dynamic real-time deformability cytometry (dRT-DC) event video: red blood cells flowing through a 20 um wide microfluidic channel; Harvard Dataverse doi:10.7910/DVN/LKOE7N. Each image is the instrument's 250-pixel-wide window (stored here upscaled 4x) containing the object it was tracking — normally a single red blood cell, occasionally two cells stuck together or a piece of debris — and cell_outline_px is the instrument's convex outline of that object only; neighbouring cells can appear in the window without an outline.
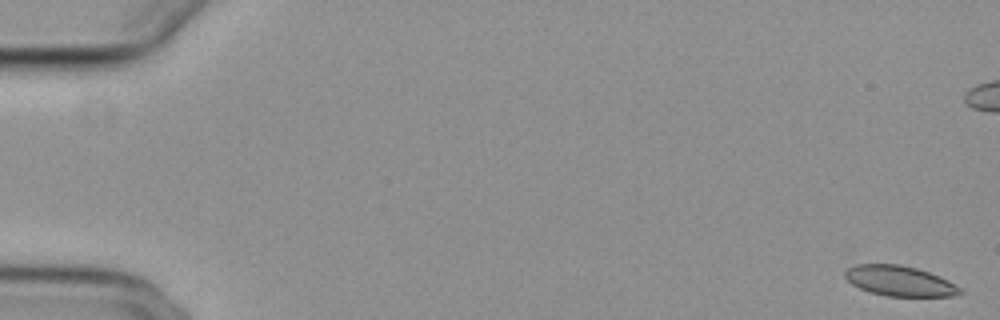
{"species": "common noctule bat (a hibernating species)", "species_latin": "Nyctalus noctula", "temperature_condition": "cold", "stored_images_in_passage": 57, "camera_frame_rate_fps": 3000, "um_per_image_px": 0.085, "animal": {"sex": "female", "body_mass_g": 29.2, "forearm_length_mm": 56.3}, "frame": {"image": 1, "passage_image": 1, "time_ms": 0.0, "image_size_px": [1000, 320], "cell_outline_px": [[964, 292], [952, 296], [888, 296], [868, 292], [852, 284], [844, 276], [844, 272], [848, 268], [856, 264], [900, 264], [916, 268], [940, 276], [948, 280], [960, 288]], "centroid_in_image_um": [76.45, 23.88], "position_along_channel_um": 8.5, "area_um2": 20.23}}
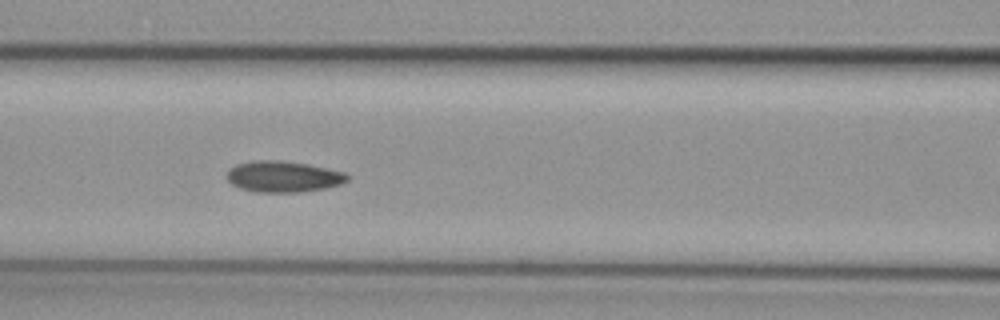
{"frame": {"image": 2, "passage_image": 25, "time_ms": 8.0, "image_size_px": [1000, 320], "cell_outline_px": [[348, 180], [340, 184], [324, 188], [300, 192], [256, 192], [240, 188], [232, 184], [228, 180], [228, 168], [236, 164], [256, 160], [280, 160], [308, 164], [344, 172], [348, 176]], "centroid_in_image_um": [24.05, 15.0], "position_along_channel_um": 142.5, "area_um2": 21.73}}
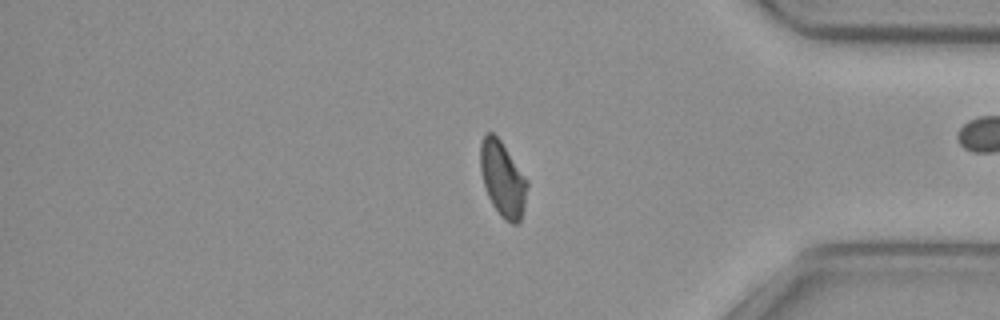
{"frame": {"image": 3, "passage_image": 47, "time_ms": 15.333, "image_size_px": [1000, 320], "cell_outline_px": [[528, 184], [524, 208], [520, 220], [516, 224], [512, 224], [504, 220], [500, 216], [492, 204], [488, 196], [480, 172], [480, 144], [484, 132], [492, 132], [500, 140], [528, 180]], "centroid_in_image_um": [42.71, 15.21], "position_along_channel_um": 392.5, "area_um2": 20.58}, "authors_computed_cell_mechanics": {"area_um2": 21.386, "velocity_mm_per_s": 3.7065, "shape_relaxation_time_tau1_ms": null, "shape_relaxation_time_tau2_ms": 4.8171, "deformation_change_tau1": null, "deformation_change_tau2": 0.0782}}